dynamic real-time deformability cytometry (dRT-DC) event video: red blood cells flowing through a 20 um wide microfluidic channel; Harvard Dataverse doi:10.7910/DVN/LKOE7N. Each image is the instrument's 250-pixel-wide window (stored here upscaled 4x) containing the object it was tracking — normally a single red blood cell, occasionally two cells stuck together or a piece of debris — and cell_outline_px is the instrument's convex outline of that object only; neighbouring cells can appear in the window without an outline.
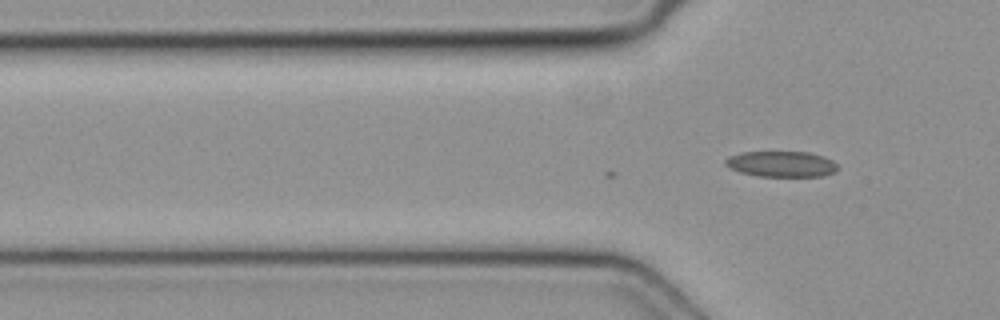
{"species": "common noctule bat (a hibernating species)", "species_latin": "Nyctalus noctula", "temperature_condition": "cold", "stored_images_in_passage": 3, "camera_frame_rate_fps": 3000, "um_per_image_px": 0.085, "animal": {"sex": "female", "body_mass_g": 19.3, "forearm_length_mm": 54.1}, "frame": {"image": 1, "passage_image": 3, "time_ms": 0.667, "image_size_px": [1000, 320], "cell_outline_px": [[840, 168], [836, 172], [824, 176], [756, 176], [740, 172], [728, 168], [724, 164], [724, 160], [728, 156], [744, 152], [808, 152], [824, 156], [832, 160]], "centroid_in_image_um": [66.42, 13.95], "position_along_channel_um": 59.4, "area_um2": 17.05}}